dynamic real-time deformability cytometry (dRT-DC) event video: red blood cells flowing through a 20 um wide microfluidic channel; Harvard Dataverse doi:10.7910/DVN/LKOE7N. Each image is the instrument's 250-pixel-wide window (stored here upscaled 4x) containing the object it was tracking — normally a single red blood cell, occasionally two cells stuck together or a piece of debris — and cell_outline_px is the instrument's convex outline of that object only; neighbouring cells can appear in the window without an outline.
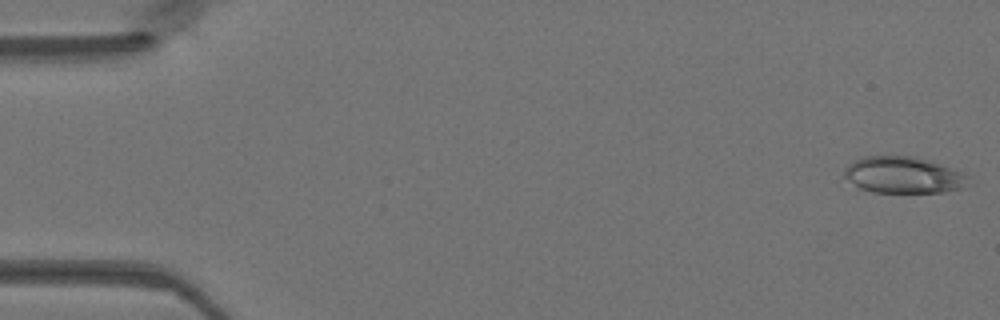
{"species": "Egyptian fruit bat (a non-hibernating species)", "species_latin": "Rousettus aegyptiacus", "temperature_condition": "warm", "stored_images_in_passage": 16, "camera_frame_rate_fps": 3000, "um_per_image_px": 0.085, "animal": {"sex": "female"}, "frame": {"image": 1, "passage_image": 1, "time_ms": 0.0, "image_size_px": [1000, 320], "cell_outline_px": [[972, 184], [960, 188], [944, 192], [872, 192], [860, 188], [844, 176], [844, 168], [848, 164], [864, 156], [916, 156], [932, 160], [960, 172], [968, 176]], "centroid_in_image_um": [76.82, 14.87], "position_along_channel_um": 8.2, "area_um2": 26.47}}
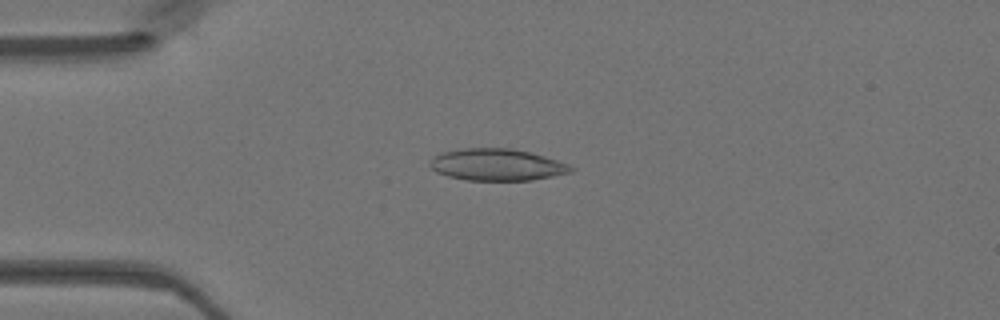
{"frame": {"image": 2, "passage_image": 12, "time_ms": 3.667, "image_size_px": [1000, 320], "cell_outline_px": [[576, 168], [572, 172], [532, 180], [468, 180], [448, 176], [436, 172], [428, 164], [428, 160], [432, 156], [440, 152], [464, 148], [512, 148], [544, 156], [568, 164]], "centroid_in_image_um": [42.19, 13.99], "position_along_channel_um": 42.8, "area_um2": 26.24}}